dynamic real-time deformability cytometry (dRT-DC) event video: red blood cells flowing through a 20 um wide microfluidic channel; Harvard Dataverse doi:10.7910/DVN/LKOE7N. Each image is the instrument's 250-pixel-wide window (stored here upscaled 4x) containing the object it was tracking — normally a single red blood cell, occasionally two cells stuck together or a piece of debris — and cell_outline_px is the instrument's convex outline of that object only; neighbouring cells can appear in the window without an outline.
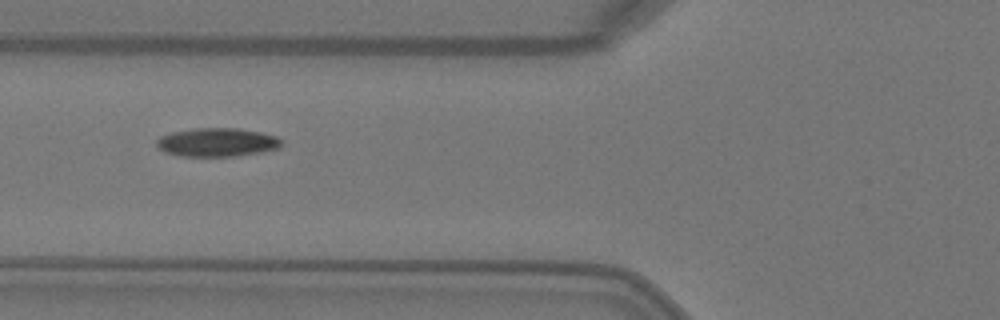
{"species": "Egyptian fruit bat (a non-hibernating species)", "species_latin": "Rousettus aegyptiacus", "temperature_condition": "warm", "stored_images_in_passage": 4, "camera_frame_rate_fps": 3000, "um_per_image_px": 0.085, "animal": {"sex": "female"}, "frame": {"image": 1, "passage_image": 4, "time_ms": 1.0, "image_size_px": [1000, 320], "cell_outline_px": [[284, 144], [280, 148], [260, 152], [236, 156], [180, 156], [164, 152], [156, 144], [156, 140], [160, 136], [172, 132], [196, 128], [240, 128], [260, 132], [276, 136]], "centroid_in_image_um": [18.46, 12.09], "position_along_channel_um": 107.3, "area_um2": 20.87}}